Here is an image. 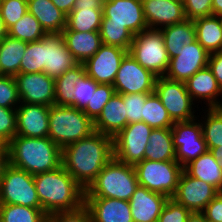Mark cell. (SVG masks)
<instances>
[{
  "label": "cell",
  "instance_id": "1",
  "mask_svg": "<svg viewBox=\"0 0 222 222\" xmlns=\"http://www.w3.org/2000/svg\"><path fill=\"white\" fill-rule=\"evenodd\" d=\"M113 157V138L97 131L62 149L63 167L84 190Z\"/></svg>",
  "mask_w": 222,
  "mask_h": 222
},
{
  "label": "cell",
  "instance_id": "2",
  "mask_svg": "<svg viewBox=\"0 0 222 222\" xmlns=\"http://www.w3.org/2000/svg\"><path fill=\"white\" fill-rule=\"evenodd\" d=\"M34 183L41 209L47 215L57 211H73L84 205L85 190L63 165L34 175Z\"/></svg>",
  "mask_w": 222,
  "mask_h": 222
},
{
  "label": "cell",
  "instance_id": "3",
  "mask_svg": "<svg viewBox=\"0 0 222 222\" xmlns=\"http://www.w3.org/2000/svg\"><path fill=\"white\" fill-rule=\"evenodd\" d=\"M9 164L31 175L54 170L62 165V149L49 137L16 135L8 143Z\"/></svg>",
  "mask_w": 222,
  "mask_h": 222
},
{
  "label": "cell",
  "instance_id": "4",
  "mask_svg": "<svg viewBox=\"0 0 222 222\" xmlns=\"http://www.w3.org/2000/svg\"><path fill=\"white\" fill-rule=\"evenodd\" d=\"M138 185L135 167L113 157L85 190V197L129 201Z\"/></svg>",
  "mask_w": 222,
  "mask_h": 222
},
{
  "label": "cell",
  "instance_id": "5",
  "mask_svg": "<svg viewBox=\"0 0 222 222\" xmlns=\"http://www.w3.org/2000/svg\"><path fill=\"white\" fill-rule=\"evenodd\" d=\"M94 132V122L80 109L51 105L48 137L61 149Z\"/></svg>",
  "mask_w": 222,
  "mask_h": 222
},
{
  "label": "cell",
  "instance_id": "6",
  "mask_svg": "<svg viewBox=\"0 0 222 222\" xmlns=\"http://www.w3.org/2000/svg\"><path fill=\"white\" fill-rule=\"evenodd\" d=\"M128 53L157 77L165 76L170 58L159 29H146L134 35Z\"/></svg>",
  "mask_w": 222,
  "mask_h": 222
},
{
  "label": "cell",
  "instance_id": "7",
  "mask_svg": "<svg viewBox=\"0 0 222 222\" xmlns=\"http://www.w3.org/2000/svg\"><path fill=\"white\" fill-rule=\"evenodd\" d=\"M138 184L148 190L172 198L183 167L176 160L154 161L144 159L135 166Z\"/></svg>",
  "mask_w": 222,
  "mask_h": 222
},
{
  "label": "cell",
  "instance_id": "8",
  "mask_svg": "<svg viewBox=\"0 0 222 222\" xmlns=\"http://www.w3.org/2000/svg\"><path fill=\"white\" fill-rule=\"evenodd\" d=\"M0 204L41 208L34 175L9 164L0 180Z\"/></svg>",
  "mask_w": 222,
  "mask_h": 222
},
{
  "label": "cell",
  "instance_id": "9",
  "mask_svg": "<svg viewBox=\"0 0 222 222\" xmlns=\"http://www.w3.org/2000/svg\"><path fill=\"white\" fill-rule=\"evenodd\" d=\"M154 92L160 98L173 122L193 120L195 115V102L187 91L185 82L174 81L163 77H157Z\"/></svg>",
  "mask_w": 222,
  "mask_h": 222
},
{
  "label": "cell",
  "instance_id": "10",
  "mask_svg": "<svg viewBox=\"0 0 222 222\" xmlns=\"http://www.w3.org/2000/svg\"><path fill=\"white\" fill-rule=\"evenodd\" d=\"M152 130L145 122L127 124L113 137L114 158L132 166L144 160L145 148Z\"/></svg>",
  "mask_w": 222,
  "mask_h": 222
},
{
  "label": "cell",
  "instance_id": "11",
  "mask_svg": "<svg viewBox=\"0 0 222 222\" xmlns=\"http://www.w3.org/2000/svg\"><path fill=\"white\" fill-rule=\"evenodd\" d=\"M171 129L176 161L183 168L208 151L199 118L174 122Z\"/></svg>",
  "mask_w": 222,
  "mask_h": 222
},
{
  "label": "cell",
  "instance_id": "12",
  "mask_svg": "<svg viewBox=\"0 0 222 222\" xmlns=\"http://www.w3.org/2000/svg\"><path fill=\"white\" fill-rule=\"evenodd\" d=\"M157 76L142 67L129 53L121 61L113 82L118 94L153 93Z\"/></svg>",
  "mask_w": 222,
  "mask_h": 222
},
{
  "label": "cell",
  "instance_id": "13",
  "mask_svg": "<svg viewBox=\"0 0 222 222\" xmlns=\"http://www.w3.org/2000/svg\"><path fill=\"white\" fill-rule=\"evenodd\" d=\"M101 24L126 27L133 35L148 29L141 0H104Z\"/></svg>",
  "mask_w": 222,
  "mask_h": 222
},
{
  "label": "cell",
  "instance_id": "14",
  "mask_svg": "<svg viewBox=\"0 0 222 222\" xmlns=\"http://www.w3.org/2000/svg\"><path fill=\"white\" fill-rule=\"evenodd\" d=\"M21 103L55 105V79L44 72L14 76Z\"/></svg>",
  "mask_w": 222,
  "mask_h": 222
},
{
  "label": "cell",
  "instance_id": "15",
  "mask_svg": "<svg viewBox=\"0 0 222 222\" xmlns=\"http://www.w3.org/2000/svg\"><path fill=\"white\" fill-rule=\"evenodd\" d=\"M219 192L203 180L191 177L182 171L172 199L193 212H202Z\"/></svg>",
  "mask_w": 222,
  "mask_h": 222
},
{
  "label": "cell",
  "instance_id": "16",
  "mask_svg": "<svg viewBox=\"0 0 222 222\" xmlns=\"http://www.w3.org/2000/svg\"><path fill=\"white\" fill-rule=\"evenodd\" d=\"M127 50L111 45H102L85 63V73L99 84H111L115 80L121 61Z\"/></svg>",
  "mask_w": 222,
  "mask_h": 222
},
{
  "label": "cell",
  "instance_id": "17",
  "mask_svg": "<svg viewBox=\"0 0 222 222\" xmlns=\"http://www.w3.org/2000/svg\"><path fill=\"white\" fill-rule=\"evenodd\" d=\"M209 53L197 42L185 45L179 55L170 58L165 77L186 82L197 71L208 66Z\"/></svg>",
  "mask_w": 222,
  "mask_h": 222
},
{
  "label": "cell",
  "instance_id": "18",
  "mask_svg": "<svg viewBox=\"0 0 222 222\" xmlns=\"http://www.w3.org/2000/svg\"><path fill=\"white\" fill-rule=\"evenodd\" d=\"M44 73L56 79L79 63L67 49L61 33H47L43 37Z\"/></svg>",
  "mask_w": 222,
  "mask_h": 222
},
{
  "label": "cell",
  "instance_id": "19",
  "mask_svg": "<svg viewBox=\"0 0 222 222\" xmlns=\"http://www.w3.org/2000/svg\"><path fill=\"white\" fill-rule=\"evenodd\" d=\"M149 29H162L186 20L183 2L179 0H141Z\"/></svg>",
  "mask_w": 222,
  "mask_h": 222
},
{
  "label": "cell",
  "instance_id": "20",
  "mask_svg": "<svg viewBox=\"0 0 222 222\" xmlns=\"http://www.w3.org/2000/svg\"><path fill=\"white\" fill-rule=\"evenodd\" d=\"M50 106L20 103L16 108V135L25 137H48Z\"/></svg>",
  "mask_w": 222,
  "mask_h": 222
},
{
  "label": "cell",
  "instance_id": "21",
  "mask_svg": "<svg viewBox=\"0 0 222 222\" xmlns=\"http://www.w3.org/2000/svg\"><path fill=\"white\" fill-rule=\"evenodd\" d=\"M185 84L190 97L196 104L201 102L202 106L203 101L206 108L222 107L219 99L222 98V89L208 66L197 71Z\"/></svg>",
  "mask_w": 222,
  "mask_h": 222
},
{
  "label": "cell",
  "instance_id": "22",
  "mask_svg": "<svg viewBox=\"0 0 222 222\" xmlns=\"http://www.w3.org/2000/svg\"><path fill=\"white\" fill-rule=\"evenodd\" d=\"M84 205L90 212L91 222H134L129 201L85 197Z\"/></svg>",
  "mask_w": 222,
  "mask_h": 222
},
{
  "label": "cell",
  "instance_id": "23",
  "mask_svg": "<svg viewBox=\"0 0 222 222\" xmlns=\"http://www.w3.org/2000/svg\"><path fill=\"white\" fill-rule=\"evenodd\" d=\"M168 197L138 185L129 200L134 222H157Z\"/></svg>",
  "mask_w": 222,
  "mask_h": 222
},
{
  "label": "cell",
  "instance_id": "24",
  "mask_svg": "<svg viewBox=\"0 0 222 222\" xmlns=\"http://www.w3.org/2000/svg\"><path fill=\"white\" fill-rule=\"evenodd\" d=\"M102 16V0H77L74 9L67 15L63 31L99 32Z\"/></svg>",
  "mask_w": 222,
  "mask_h": 222
},
{
  "label": "cell",
  "instance_id": "25",
  "mask_svg": "<svg viewBox=\"0 0 222 222\" xmlns=\"http://www.w3.org/2000/svg\"><path fill=\"white\" fill-rule=\"evenodd\" d=\"M128 124L122 94L115 93L104 105L101 114L94 121V131L112 138Z\"/></svg>",
  "mask_w": 222,
  "mask_h": 222
},
{
  "label": "cell",
  "instance_id": "26",
  "mask_svg": "<svg viewBox=\"0 0 222 222\" xmlns=\"http://www.w3.org/2000/svg\"><path fill=\"white\" fill-rule=\"evenodd\" d=\"M67 49L79 64H84L103 45L100 32L62 31Z\"/></svg>",
  "mask_w": 222,
  "mask_h": 222
},
{
  "label": "cell",
  "instance_id": "27",
  "mask_svg": "<svg viewBox=\"0 0 222 222\" xmlns=\"http://www.w3.org/2000/svg\"><path fill=\"white\" fill-rule=\"evenodd\" d=\"M27 7L46 33H61L66 28L67 15L51 0H27Z\"/></svg>",
  "mask_w": 222,
  "mask_h": 222
},
{
  "label": "cell",
  "instance_id": "28",
  "mask_svg": "<svg viewBox=\"0 0 222 222\" xmlns=\"http://www.w3.org/2000/svg\"><path fill=\"white\" fill-rule=\"evenodd\" d=\"M183 170L191 177L203 180L218 192H222V168L210 151L188 163Z\"/></svg>",
  "mask_w": 222,
  "mask_h": 222
},
{
  "label": "cell",
  "instance_id": "29",
  "mask_svg": "<svg viewBox=\"0 0 222 222\" xmlns=\"http://www.w3.org/2000/svg\"><path fill=\"white\" fill-rule=\"evenodd\" d=\"M169 58L179 55L185 45L196 41V30L193 20L186 19L181 23L160 29Z\"/></svg>",
  "mask_w": 222,
  "mask_h": 222
},
{
  "label": "cell",
  "instance_id": "30",
  "mask_svg": "<svg viewBox=\"0 0 222 222\" xmlns=\"http://www.w3.org/2000/svg\"><path fill=\"white\" fill-rule=\"evenodd\" d=\"M196 41L210 54L219 52L222 47V19L216 15L199 17L193 20Z\"/></svg>",
  "mask_w": 222,
  "mask_h": 222
},
{
  "label": "cell",
  "instance_id": "31",
  "mask_svg": "<svg viewBox=\"0 0 222 222\" xmlns=\"http://www.w3.org/2000/svg\"><path fill=\"white\" fill-rule=\"evenodd\" d=\"M144 159L154 161L176 160L171 128H154L145 148Z\"/></svg>",
  "mask_w": 222,
  "mask_h": 222
},
{
  "label": "cell",
  "instance_id": "32",
  "mask_svg": "<svg viewBox=\"0 0 222 222\" xmlns=\"http://www.w3.org/2000/svg\"><path fill=\"white\" fill-rule=\"evenodd\" d=\"M27 42L6 36L0 42V69L3 75L19 74L20 62L25 55Z\"/></svg>",
  "mask_w": 222,
  "mask_h": 222
},
{
  "label": "cell",
  "instance_id": "33",
  "mask_svg": "<svg viewBox=\"0 0 222 222\" xmlns=\"http://www.w3.org/2000/svg\"><path fill=\"white\" fill-rule=\"evenodd\" d=\"M84 73V64H78L55 79V105L73 106L75 84Z\"/></svg>",
  "mask_w": 222,
  "mask_h": 222
},
{
  "label": "cell",
  "instance_id": "34",
  "mask_svg": "<svg viewBox=\"0 0 222 222\" xmlns=\"http://www.w3.org/2000/svg\"><path fill=\"white\" fill-rule=\"evenodd\" d=\"M201 109L205 111L200 119L202 135L209 151L222 145V107Z\"/></svg>",
  "mask_w": 222,
  "mask_h": 222
},
{
  "label": "cell",
  "instance_id": "35",
  "mask_svg": "<svg viewBox=\"0 0 222 222\" xmlns=\"http://www.w3.org/2000/svg\"><path fill=\"white\" fill-rule=\"evenodd\" d=\"M142 122L154 128H171L174 122L155 92L151 93L143 105Z\"/></svg>",
  "mask_w": 222,
  "mask_h": 222
},
{
  "label": "cell",
  "instance_id": "36",
  "mask_svg": "<svg viewBox=\"0 0 222 222\" xmlns=\"http://www.w3.org/2000/svg\"><path fill=\"white\" fill-rule=\"evenodd\" d=\"M48 215L41 208L16 204H0V222H47Z\"/></svg>",
  "mask_w": 222,
  "mask_h": 222
},
{
  "label": "cell",
  "instance_id": "37",
  "mask_svg": "<svg viewBox=\"0 0 222 222\" xmlns=\"http://www.w3.org/2000/svg\"><path fill=\"white\" fill-rule=\"evenodd\" d=\"M46 34L40 22L29 12L8 29V36L25 42L38 41Z\"/></svg>",
  "mask_w": 222,
  "mask_h": 222
},
{
  "label": "cell",
  "instance_id": "38",
  "mask_svg": "<svg viewBox=\"0 0 222 222\" xmlns=\"http://www.w3.org/2000/svg\"><path fill=\"white\" fill-rule=\"evenodd\" d=\"M99 32L104 45L118 46L129 51L134 35L123 25L101 24Z\"/></svg>",
  "mask_w": 222,
  "mask_h": 222
},
{
  "label": "cell",
  "instance_id": "39",
  "mask_svg": "<svg viewBox=\"0 0 222 222\" xmlns=\"http://www.w3.org/2000/svg\"><path fill=\"white\" fill-rule=\"evenodd\" d=\"M44 71L43 38L27 42L25 55L20 62L19 73H39Z\"/></svg>",
  "mask_w": 222,
  "mask_h": 222
},
{
  "label": "cell",
  "instance_id": "40",
  "mask_svg": "<svg viewBox=\"0 0 222 222\" xmlns=\"http://www.w3.org/2000/svg\"><path fill=\"white\" fill-rule=\"evenodd\" d=\"M116 93L111 84H98L91 98V105H87L82 111L94 122L101 114L104 105Z\"/></svg>",
  "mask_w": 222,
  "mask_h": 222
},
{
  "label": "cell",
  "instance_id": "41",
  "mask_svg": "<svg viewBox=\"0 0 222 222\" xmlns=\"http://www.w3.org/2000/svg\"><path fill=\"white\" fill-rule=\"evenodd\" d=\"M98 84L94 79L84 73L75 84L72 107L83 110L87 105H91V98Z\"/></svg>",
  "mask_w": 222,
  "mask_h": 222
},
{
  "label": "cell",
  "instance_id": "42",
  "mask_svg": "<svg viewBox=\"0 0 222 222\" xmlns=\"http://www.w3.org/2000/svg\"><path fill=\"white\" fill-rule=\"evenodd\" d=\"M27 12V0H0V13L7 30Z\"/></svg>",
  "mask_w": 222,
  "mask_h": 222
},
{
  "label": "cell",
  "instance_id": "43",
  "mask_svg": "<svg viewBox=\"0 0 222 222\" xmlns=\"http://www.w3.org/2000/svg\"><path fill=\"white\" fill-rule=\"evenodd\" d=\"M20 103V97L14 76H1L0 106L5 108H17Z\"/></svg>",
  "mask_w": 222,
  "mask_h": 222
},
{
  "label": "cell",
  "instance_id": "44",
  "mask_svg": "<svg viewBox=\"0 0 222 222\" xmlns=\"http://www.w3.org/2000/svg\"><path fill=\"white\" fill-rule=\"evenodd\" d=\"M150 94L151 93H133L122 95L128 124L142 122L143 105Z\"/></svg>",
  "mask_w": 222,
  "mask_h": 222
},
{
  "label": "cell",
  "instance_id": "45",
  "mask_svg": "<svg viewBox=\"0 0 222 222\" xmlns=\"http://www.w3.org/2000/svg\"><path fill=\"white\" fill-rule=\"evenodd\" d=\"M191 211L176 203L172 198L166 202L157 222H187Z\"/></svg>",
  "mask_w": 222,
  "mask_h": 222
},
{
  "label": "cell",
  "instance_id": "46",
  "mask_svg": "<svg viewBox=\"0 0 222 222\" xmlns=\"http://www.w3.org/2000/svg\"><path fill=\"white\" fill-rule=\"evenodd\" d=\"M17 113L16 108L0 106V136L8 143L16 136Z\"/></svg>",
  "mask_w": 222,
  "mask_h": 222
},
{
  "label": "cell",
  "instance_id": "47",
  "mask_svg": "<svg viewBox=\"0 0 222 222\" xmlns=\"http://www.w3.org/2000/svg\"><path fill=\"white\" fill-rule=\"evenodd\" d=\"M49 222H91L88 208L83 205L73 211H57L48 215Z\"/></svg>",
  "mask_w": 222,
  "mask_h": 222
},
{
  "label": "cell",
  "instance_id": "48",
  "mask_svg": "<svg viewBox=\"0 0 222 222\" xmlns=\"http://www.w3.org/2000/svg\"><path fill=\"white\" fill-rule=\"evenodd\" d=\"M213 0H183L185 16L194 20L199 17L212 15Z\"/></svg>",
  "mask_w": 222,
  "mask_h": 222
},
{
  "label": "cell",
  "instance_id": "49",
  "mask_svg": "<svg viewBox=\"0 0 222 222\" xmlns=\"http://www.w3.org/2000/svg\"><path fill=\"white\" fill-rule=\"evenodd\" d=\"M201 213L207 222H222V192H219Z\"/></svg>",
  "mask_w": 222,
  "mask_h": 222
},
{
  "label": "cell",
  "instance_id": "50",
  "mask_svg": "<svg viewBox=\"0 0 222 222\" xmlns=\"http://www.w3.org/2000/svg\"><path fill=\"white\" fill-rule=\"evenodd\" d=\"M208 67L211 69L216 81L222 89V54L219 52L210 53Z\"/></svg>",
  "mask_w": 222,
  "mask_h": 222
},
{
  "label": "cell",
  "instance_id": "51",
  "mask_svg": "<svg viewBox=\"0 0 222 222\" xmlns=\"http://www.w3.org/2000/svg\"><path fill=\"white\" fill-rule=\"evenodd\" d=\"M63 13L68 15L75 7L77 0H51Z\"/></svg>",
  "mask_w": 222,
  "mask_h": 222
},
{
  "label": "cell",
  "instance_id": "52",
  "mask_svg": "<svg viewBox=\"0 0 222 222\" xmlns=\"http://www.w3.org/2000/svg\"><path fill=\"white\" fill-rule=\"evenodd\" d=\"M9 165V152H0V180L2 179L5 169Z\"/></svg>",
  "mask_w": 222,
  "mask_h": 222
},
{
  "label": "cell",
  "instance_id": "53",
  "mask_svg": "<svg viewBox=\"0 0 222 222\" xmlns=\"http://www.w3.org/2000/svg\"><path fill=\"white\" fill-rule=\"evenodd\" d=\"M212 15L222 16V0L212 1Z\"/></svg>",
  "mask_w": 222,
  "mask_h": 222
},
{
  "label": "cell",
  "instance_id": "54",
  "mask_svg": "<svg viewBox=\"0 0 222 222\" xmlns=\"http://www.w3.org/2000/svg\"><path fill=\"white\" fill-rule=\"evenodd\" d=\"M187 222H207V220L201 212H193L188 217Z\"/></svg>",
  "mask_w": 222,
  "mask_h": 222
},
{
  "label": "cell",
  "instance_id": "55",
  "mask_svg": "<svg viewBox=\"0 0 222 222\" xmlns=\"http://www.w3.org/2000/svg\"><path fill=\"white\" fill-rule=\"evenodd\" d=\"M209 151L222 168V145L217 148H211Z\"/></svg>",
  "mask_w": 222,
  "mask_h": 222
},
{
  "label": "cell",
  "instance_id": "56",
  "mask_svg": "<svg viewBox=\"0 0 222 222\" xmlns=\"http://www.w3.org/2000/svg\"><path fill=\"white\" fill-rule=\"evenodd\" d=\"M8 35V30L5 27L4 21L0 13V42Z\"/></svg>",
  "mask_w": 222,
  "mask_h": 222
},
{
  "label": "cell",
  "instance_id": "57",
  "mask_svg": "<svg viewBox=\"0 0 222 222\" xmlns=\"http://www.w3.org/2000/svg\"><path fill=\"white\" fill-rule=\"evenodd\" d=\"M0 152H9L8 142L0 136Z\"/></svg>",
  "mask_w": 222,
  "mask_h": 222
}]
</instances>
